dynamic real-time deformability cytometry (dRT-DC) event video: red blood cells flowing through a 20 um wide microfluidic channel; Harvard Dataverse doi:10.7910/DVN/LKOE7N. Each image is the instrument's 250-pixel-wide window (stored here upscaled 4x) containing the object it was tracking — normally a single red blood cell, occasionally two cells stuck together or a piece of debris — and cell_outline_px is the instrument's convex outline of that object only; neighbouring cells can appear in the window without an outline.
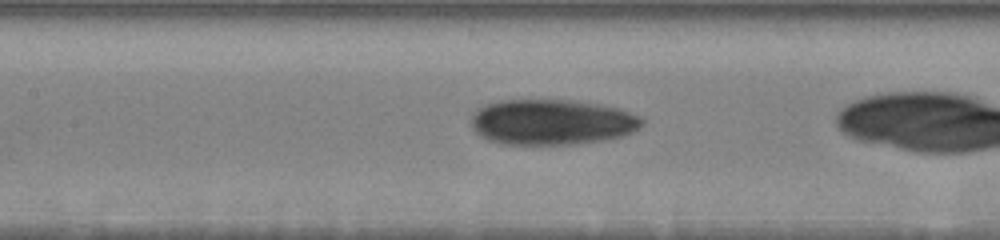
{"species": "human", "species_latin": "Homo sapiens", "temperature_condition": "warm", "stored_images_in_passage": 25, "camera_frame_rate_fps": 3000, "um_per_image_px": 0.085, "donor": {"sex": "male"}, "frame": {"image": 1, "passage_image": 7, "time_ms": 2.0, "image_size_px": [1000, 240], "cell_outline_px": [[644, 124], [640, 128], [632, 132], [620, 136], [604, 140], [576, 144], [504, 144], [488, 140], [480, 136], [472, 128], [472, 116], [476, 108], [484, 104], [496, 100], [576, 100], [600, 104], [620, 108], [644, 116]], "centroid_in_image_um": [46.94, 10.36], "position_along_channel_um": 160.5, "area_um2": 45.95}}
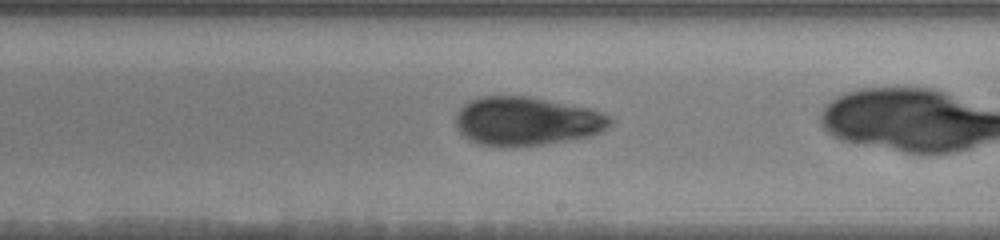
{"frame": {"image": 2, "passage_image": 14, "time_ms": 4.333, "image_size_px": [1000, 240], "cell_outline_px": [[612, 124], [600, 132], [592, 136], [544, 144], [512, 148], [476, 144], [468, 140], [456, 128], [456, 116], [460, 108], [464, 104], [480, 96], [532, 96], [592, 108], [612, 116]], "centroid_in_image_um": [44.78, 10.3], "position_along_channel_um": 244.2, "area_um2": 44.62}}
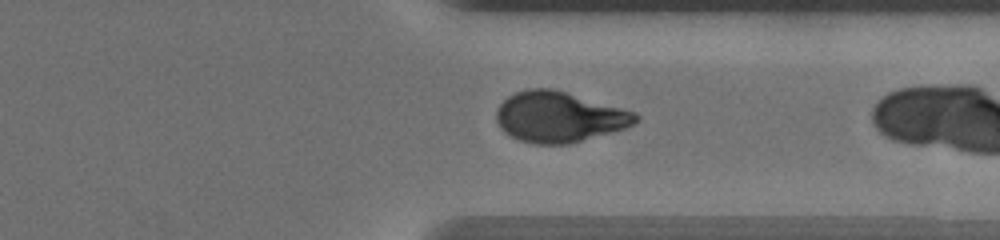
{"frame": {"image": 3, "passage_image": 24, "time_ms": 7.667, "image_size_px": [1000, 240], "cell_outline_px": [[640, 120], [624, 128], [568, 144], [536, 144], [520, 140], [504, 132], [500, 128], [496, 120], [496, 108], [508, 96], [516, 92], [528, 88], [552, 88], [636, 112], [640, 116]], "centroid_in_image_um": [47.5, 9.93], "position_along_channel_um": 363.9, "area_um2": 40.81}}